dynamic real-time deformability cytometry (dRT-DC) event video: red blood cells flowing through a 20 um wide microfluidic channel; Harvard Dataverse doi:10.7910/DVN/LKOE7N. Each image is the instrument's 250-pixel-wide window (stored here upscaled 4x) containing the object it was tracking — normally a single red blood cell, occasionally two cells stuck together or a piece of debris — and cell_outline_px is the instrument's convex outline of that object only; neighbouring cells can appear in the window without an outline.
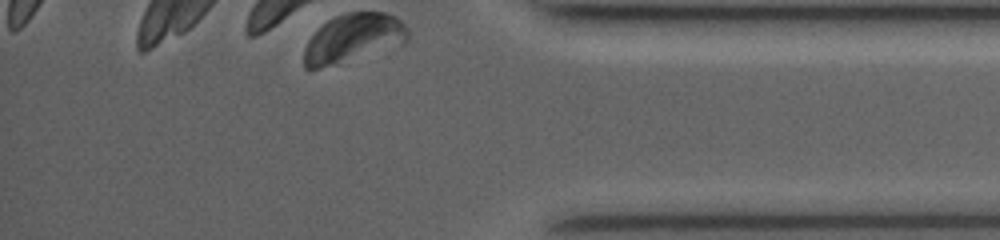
{"species": "common noctule bat (a hibernating species)", "species_latin": "Nyctalus noctula", "temperature_condition": "room temperature", "stored_images_in_passage": 23, "camera_frame_rate_fps": 3500, "um_per_image_px": 0.085, "animal": {"sex": "female", "body_mass_g": 19.0, "forearm_length_mm": 53.3}, "frame": {"image": 1, "passage_image": 23, "time_ms": 9.429, "image_size_px": [1000, 240], "cell_outline_px": [[408, 40], [400, 44], [308, 72], [304, 68], [304, 48], [308, 40], [328, 20], [336, 16], [348, 12], [384, 12], [396, 16], [408, 28]], "centroid_in_image_um": [29.99, 3.23], "position_along_channel_um": 405.2, "area_um2": 28.9}}